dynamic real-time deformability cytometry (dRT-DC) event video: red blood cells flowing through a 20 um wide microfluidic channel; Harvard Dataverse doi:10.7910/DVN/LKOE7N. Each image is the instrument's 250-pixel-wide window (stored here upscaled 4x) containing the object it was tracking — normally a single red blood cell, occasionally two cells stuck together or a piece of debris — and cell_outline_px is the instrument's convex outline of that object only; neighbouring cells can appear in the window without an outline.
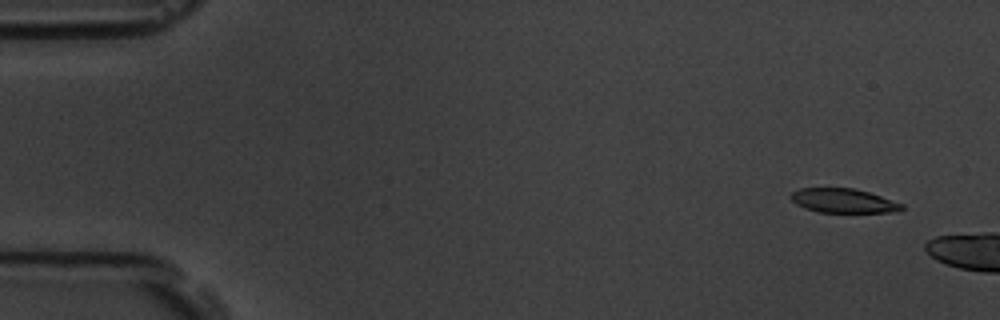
{"species": "common noctule bat (a hibernating species)", "species_latin": "Nyctalus noctula", "temperature_condition": "room temperature", "stored_images_in_passage": 3, "camera_frame_rate_fps": 3000, "um_per_image_px": 0.085, "animal": {"sex": "male", "body_mass_g": 19.5, "forearm_length_mm": 54.6}, "frame": {"image": 1, "passage_image": 1, "time_ms": 0.0, "image_size_px": [1000, 320], "cell_outline_px": [[904, 208], [900, 212], [820, 212], [804, 208], [796, 204], [788, 196], [792, 192], [800, 188], [852, 188], [868, 192], [904, 204]], "centroid_in_image_um": [71.68, 17.06], "position_along_channel_um": 13.3, "area_um2": 15.66}}